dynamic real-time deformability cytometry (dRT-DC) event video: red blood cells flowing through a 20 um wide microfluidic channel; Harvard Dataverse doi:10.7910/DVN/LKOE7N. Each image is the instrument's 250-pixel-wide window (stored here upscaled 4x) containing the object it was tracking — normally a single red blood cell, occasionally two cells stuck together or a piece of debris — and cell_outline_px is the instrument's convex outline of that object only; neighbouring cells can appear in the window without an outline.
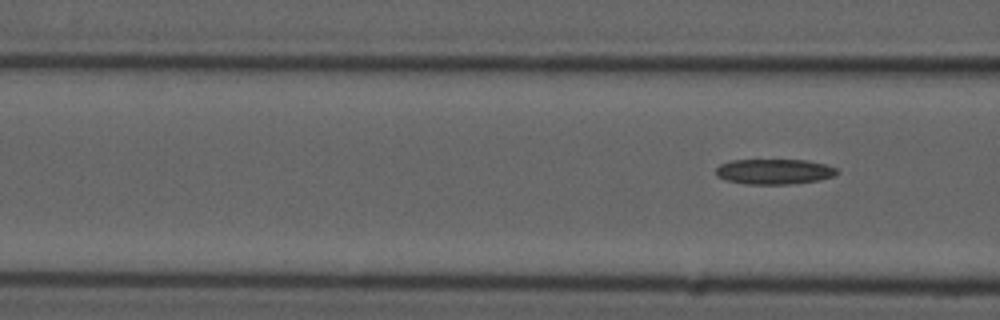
{"species": "common noctule bat (a hibernating species)", "species_latin": "Nyctalus noctula", "temperature_condition": "cold", "stored_images_in_passage": 7, "segment_of_instrument_passage": [2, 2], "camera_frame_rate_fps": 3000, "um_per_image_px": 0.085, "animal": {"sex": "male", "forearm_length_mm": 52.5}, "frame": {"image": 1, "passage_image": 7, "time_ms": 7.667, "image_size_px": [1000, 320], "cell_outline_px": [[840, 172], [836, 176], [820, 180], [788, 184], [744, 184], [724, 180], [716, 176], [716, 168], [720, 164], [732, 160], [808, 160], [824, 164], [836, 168]], "centroid_in_image_um": [65.81, 14.59], "position_along_channel_um": 100.8, "area_um2": 18.03}}